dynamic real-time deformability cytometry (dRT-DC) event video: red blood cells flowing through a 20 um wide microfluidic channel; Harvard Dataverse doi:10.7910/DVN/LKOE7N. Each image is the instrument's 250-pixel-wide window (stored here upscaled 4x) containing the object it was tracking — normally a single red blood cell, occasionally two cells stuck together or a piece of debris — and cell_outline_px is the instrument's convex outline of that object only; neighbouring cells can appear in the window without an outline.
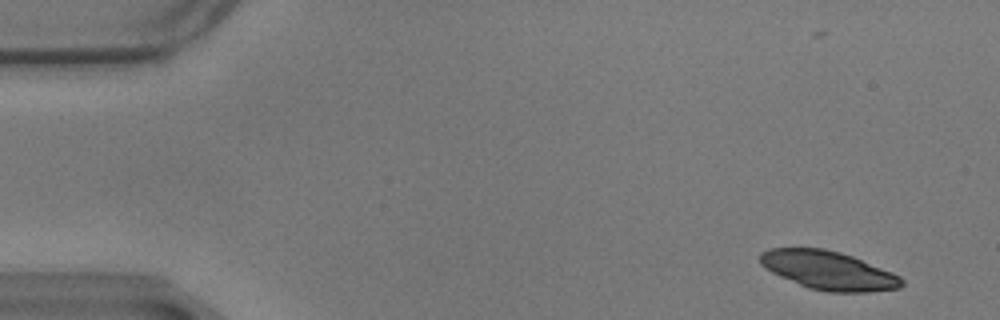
{"species": "common noctule bat (a hibernating species)", "species_latin": "Nyctalus noctula", "temperature_condition": "warm", "stored_images_in_passage": 56, "camera_frame_rate_fps": 3000, "um_per_image_px": 0.085, "animal": {"sex": "male", "body_mass_g": 17.9}, "frame": {"image": 1, "passage_image": 1, "time_ms": 0.0, "image_size_px": [1000, 320], "cell_outline_px": [[904, 284], [900, 288], [868, 292], [828, 292], [808, 288], [780, 276], [772, 272], [760, 264], [760, 252], [768, 248], [824, 248], [840, 252], [852, 256], [892, 272], [900, 276], [904, 280]], "centroid_in_image_um": [70.42, 22.98], "position_along_channel_um": 14.6, "area_um2": 31.85}}